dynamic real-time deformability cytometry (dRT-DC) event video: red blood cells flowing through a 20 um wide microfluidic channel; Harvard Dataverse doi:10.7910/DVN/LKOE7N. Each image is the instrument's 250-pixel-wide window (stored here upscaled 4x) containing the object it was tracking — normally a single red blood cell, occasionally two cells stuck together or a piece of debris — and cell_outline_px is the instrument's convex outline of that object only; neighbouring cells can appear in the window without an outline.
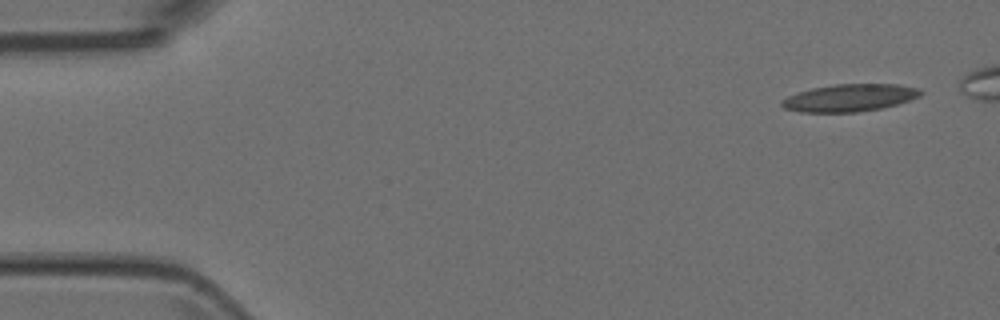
{"species": "Egyptian fruit bat (a non-hibernating species)", "species_latin": "Rousettus aegyptiacus", "temperature_condition": "room temperature", "stored_images_in_passage": 5, "camera_frame_rate_fps": 3000, "um_per_image_px": 0.085, "animal": {"sex": "female"}, "frame": {"image": 1, "passage_image": 1, "time_ms": 0.0, "image_size_px": [1000, 320], "cell_outline_px": [[924, 92], [920, 96], [896, 104], [880, 108], [856, 112], [800, 112], [784, 108], [780, 104], [780, 100], [788, 96], [812, 88], [836, 84], [896, 84], [920, 88]], "centroid_in_image_um": [72.21, 8.31], "position_along_channel_um": 12.8, "area_um2": 22.02}}